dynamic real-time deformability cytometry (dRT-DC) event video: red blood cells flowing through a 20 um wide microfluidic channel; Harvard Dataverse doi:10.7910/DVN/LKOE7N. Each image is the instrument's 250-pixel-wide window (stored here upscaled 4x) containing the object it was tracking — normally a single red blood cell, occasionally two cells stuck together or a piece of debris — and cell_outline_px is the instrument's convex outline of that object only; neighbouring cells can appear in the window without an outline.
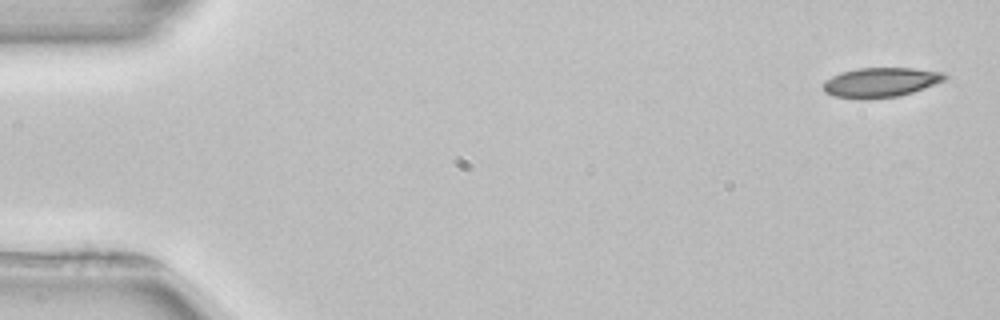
{"species": "common noctule bat (a hibernating species)", "species_latin": "Nyctalus noctula", "temperature_condition": "room temperature", "stored_images_in_passage": 51, "camera_frame_rate_fps": 3000, "um_per_image_px": 0.085, "animal": {"sex": "female", "body_mass_g": 22.7, "forearm_length_mm": 54.2}, "frame": {"image": 1, "passage_image": 1, "time_ms": 0.0, "image_size_px": [1000, 320], "cell_outline_px": [[948, 76], [944, 80], [924, 88], [900, 96], [868, 100], [864, 100], [832, 96], [824, 92], [824, 84], [832, 76], [840, 72], [856, 68], [912, 68], [944, 72]], "centroid_in_image_um": [74.84, 7.01], "position_along_channel_um": 10.2, "area_um2": 21.15}}
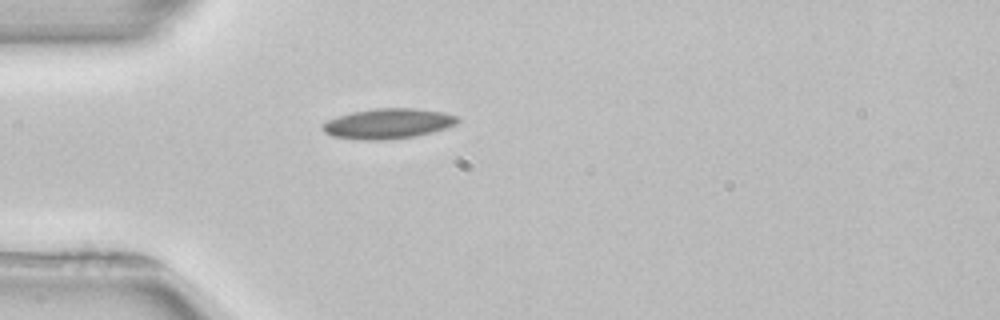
{"frame": {"image": 2, "passage_image": 14, "time_ms": 4.333, "image_size_px": [1000, 320], "cell_outline_px": [[460, 120], [456, 124], [432, 132], [416, 136], [384, 140], [364, 140], [332, 136], [324, 132], [320, 128], [320, 124], [328, 120], [352, 112], [376, 108], [416, 108], [444, 112], [460, 116]], "centroid_in_image_um": [32.99, 10.5], "position_along_channel_um": 52.0, "area_um2": 23.87}}
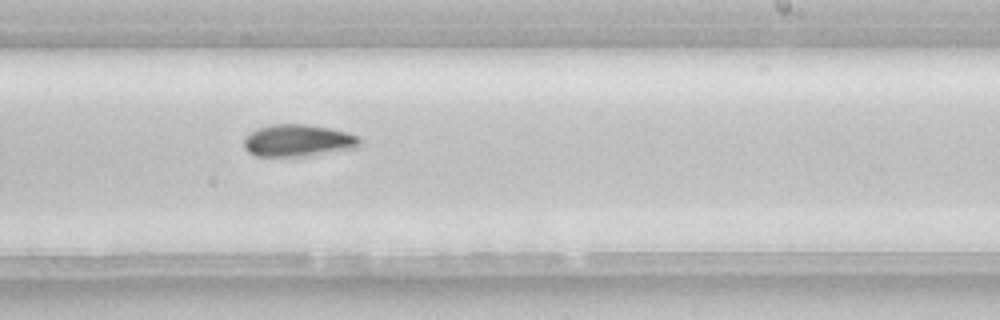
{"frame": {"image": 3, "passage_image": 31, "time_ms": 10.0, "image_size_px": [1000, 320], "cell_outline_px": [[360, 144], [356, 148], [308, 156], [256, 156], [248, 152], [244, 148], [244, 136], [256, 128], [272, 124], [308, 124], [348, 132], [360, 136]], "centroid_in_image_um": [25.32, 11.94], "position_along_channel_um": 263.7, "area_um2": 21.91}, "authors_computed_cell_mechanics": {"area_um2": 21.3282, "velocity_mm_per_s": 3.9197, "shape_relaxation_time_tau1_ms": 6.0908, "shape_relaxation_time_tau2_ms": null, "deformation_change_tau1": 0.1394, "deformation_change_tau2": null}}